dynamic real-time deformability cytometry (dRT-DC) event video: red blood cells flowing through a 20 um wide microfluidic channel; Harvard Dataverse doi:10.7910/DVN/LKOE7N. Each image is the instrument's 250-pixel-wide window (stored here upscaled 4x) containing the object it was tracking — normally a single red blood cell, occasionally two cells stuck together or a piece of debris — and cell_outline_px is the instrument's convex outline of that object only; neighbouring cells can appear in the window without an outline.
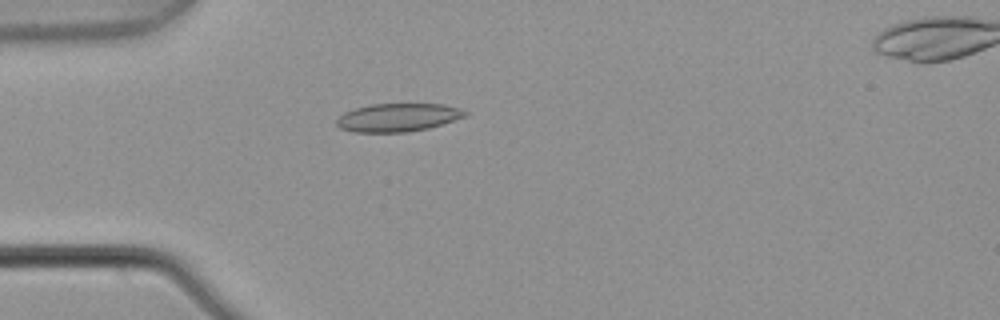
{"species": "common noctule bat (a hibernating species)", "species_latin": "Nyctalus noctula", "temperature_condition": "warm", "stored_images_in_passage": 4, "camera_frame_rate_fps": 3000, "um_per_image_px": 0.085, "animal": {"sex": "male", "body_mass_g": 21.5, "forearm_length_mm": 52.0}, "frame": {"image": 1, "passage_image": 3, "time_ms": 0.667, "image_size_px": [1000, 320], "cell_outline_px": [[468, 116], [428, 128], [408, 132], [352, 132], [340, 128], [336, 124], [336, 120], [344, 112], [356, 108], [372, 104], [444, 104], [460, 108], [468, 112]], "centroid_in_image_um": [33.84, 9.98], "position_along_channel_um": 51.2, "area_um2": 21.15}}